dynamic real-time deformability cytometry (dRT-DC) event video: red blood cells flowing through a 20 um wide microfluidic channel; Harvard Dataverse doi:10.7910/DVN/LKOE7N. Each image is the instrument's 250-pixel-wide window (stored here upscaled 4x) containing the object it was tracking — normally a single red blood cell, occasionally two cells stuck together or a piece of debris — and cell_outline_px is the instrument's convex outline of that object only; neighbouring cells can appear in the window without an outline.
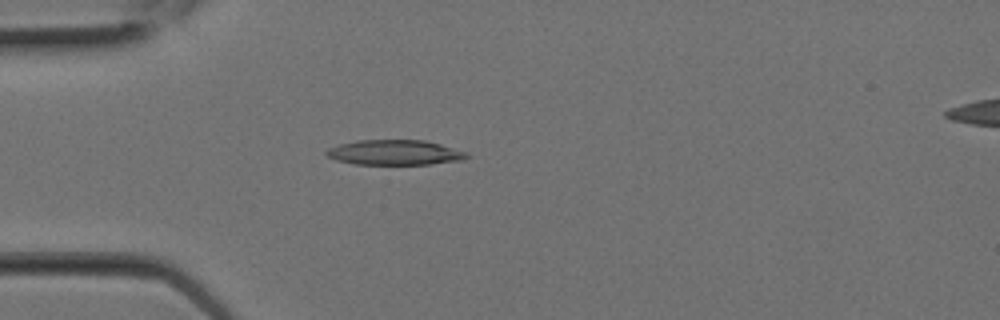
{"species": "Egyptian fruit bat (a non-hibernating species)", "species_latin": "Rousettus aegyptiacus", "temperature_condition": "room temperature", "stored_images_in_passage": 2, "segment_of_instrument_passage": [1, 2], "camera_frame_rate_fps": 3000, "um_per_image_px": 0.085, "animal": {"sex": "female"}, "frame": {"image": 1, "passage_image": 1, "time_ms": 0.0, "image_size_px": [1000, 320], "cell_outline_px": [[472, 156], [464, 160], [432, 164], [352, 164], [336, 160], [328, 156], [324, 152], [328, 148], [340, 144], [356, 140], [424, 140], [440, 144], [468, 152]], "centroid_in_image_um": [33.59, 12.96], "position_along_channel_um": 51.4, "area_um2": 20.69}}